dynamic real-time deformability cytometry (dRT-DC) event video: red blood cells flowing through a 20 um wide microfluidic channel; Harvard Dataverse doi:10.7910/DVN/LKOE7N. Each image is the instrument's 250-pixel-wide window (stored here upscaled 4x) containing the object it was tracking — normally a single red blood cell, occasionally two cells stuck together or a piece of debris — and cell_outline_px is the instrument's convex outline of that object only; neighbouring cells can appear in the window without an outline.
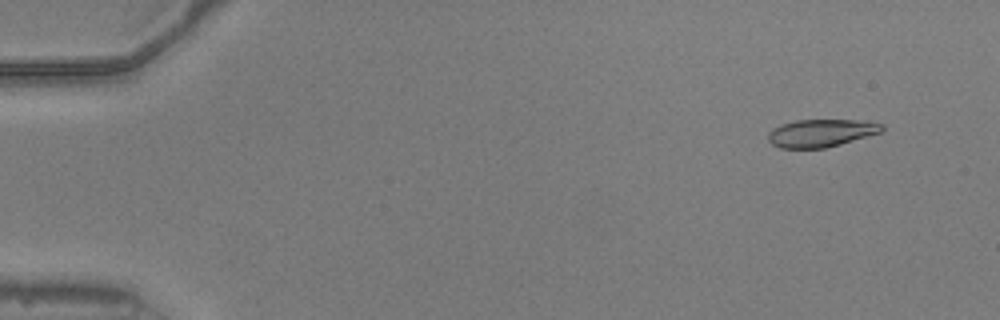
{"species": "common noctule bat (a hibernating species)", "species_latin": "Nyctalus noctula", "temperature_condition": "warm", "stored_images_in_passage": 47, "camera_frame_rate_fps": 3000, "um_per_image_px": 0.085, "animal": {"sex": "male", "body_mass_g": 20.5, "forearm_length_mm": 52.5}, "frame": {"image": 1, "passage_image": 5, "time_ms": 1.333, "image_size_px": [1000, 320], "cell_outline_px": [[884, 128], [880, 132], [840, 144], [824, 148], [780, 148], [772, 144], [768, 140], [768, 132], [772, 128], [780, 124], [796, 120], [856, 120], [884, 124]], "centroid_in_image_um": [69.74, 11.3], "position_along_channel_um": 15.3, "area_um2": 18.26}}
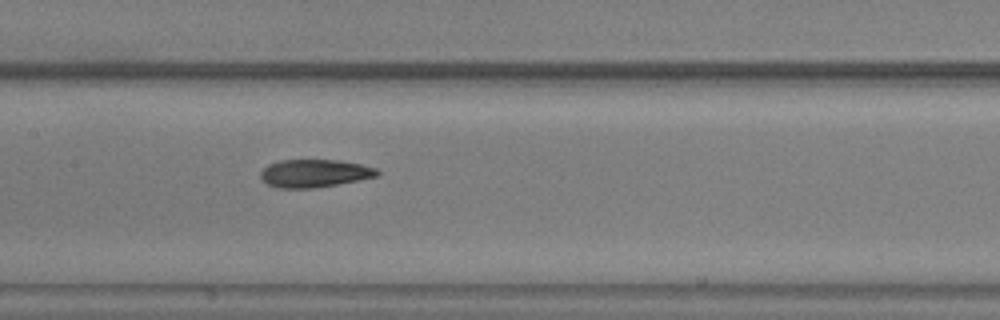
{"frame": {"image": 2, "passage_image": 27, "time_ms": 8.667, "image_size_px": [1000, 320], "cell_outline_px": [[380, 176], [360, 180], [316, 188], [276, 188], [268, 184], [260, 176], [260, 172], [268, 164], [280, 160], [340, 160], [360, 164], [376, 168], [380, 172]], "centroid_in_image_um": [26.76, 14.73], "position_along_channel_um": 180.6, "area_um2": 19.07}}
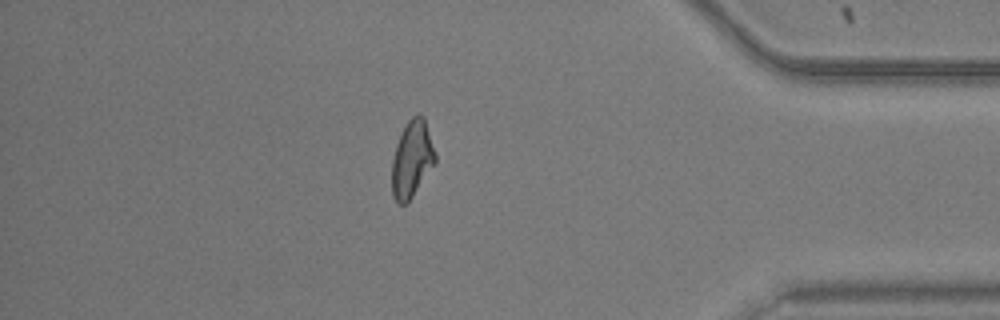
{"frame": {"image": 3, "passage_image": 46, "time_ms": 15.0, "image_size_px": [1000, 320], "cell_outline_px": [[436, 160], [408, 204], [396, 204], [392, 196], [392, 160], [396, 144], [408, 120], [412, 116], [424, 116], [436, 156]], "centroid_in_image_um": [34.99, 13.58], "position_along_channel_um": 400.2, "area_um2": 19.19}}